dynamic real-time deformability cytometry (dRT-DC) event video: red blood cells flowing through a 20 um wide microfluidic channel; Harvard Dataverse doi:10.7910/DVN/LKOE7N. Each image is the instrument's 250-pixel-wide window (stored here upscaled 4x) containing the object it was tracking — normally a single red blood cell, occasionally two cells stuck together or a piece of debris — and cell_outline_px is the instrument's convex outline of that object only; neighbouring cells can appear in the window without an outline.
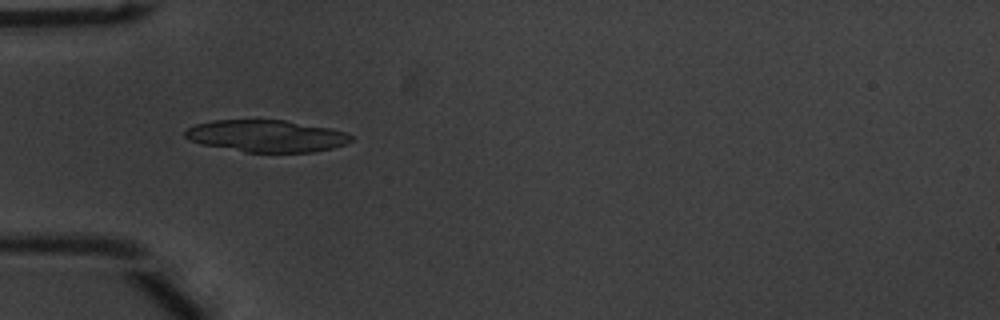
{"species": "common noctule bat (a hibernating species)", "species_latin": "Nyctalus noctula", "temperature_condition": "warm", "stored_images_in_passage": 37, "camera_frame_rate_fps": 3000, "um_per_image_px": 0.085, "animal": {"sex": "male", "body_mass_g": 20.1, "forearm_length_mm": 53.5}, "frame": {"image": 1, "passage_image": 1, "time_ms": 0.0, "image_size_px": [1000, 320], "cell_outline_px": [[352, 140], [344, 144], [332, 148], [312, 152], [244, 152], [200, 144], [188, 140], [184, 136], [184, 132], [188, 128], [196, 124], [212, 120], [284, 120], [332, 128], [344, 132], [352, 136]], "centroid_in_image_um": [22.61, 11.56], "position_along_channel_um": 62.4, "area_um2": 30.98}}
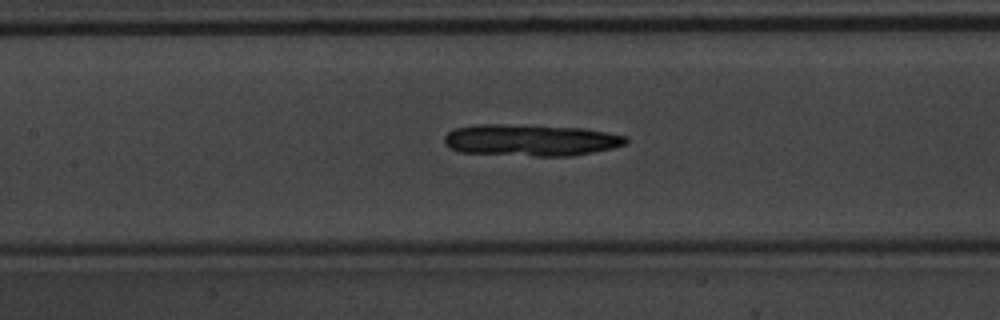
{"frame": {"image": 2, "passage_image": 9, "time_ms": 2.667, "image_size_px": [1000, 320], "cell_outline_px": [[628, 144], [612, 148], [572, 156], [536, 156], [460, 152], [448, 148], [444, 144], [444, 136], [452, 128], [476, 124], [500, 124], [584, 128], [608, 132], [628, 136]], "centroid_in_image_um": [45.09, 11.91], "position_along_channel_um": 162.3, "area_um2": 33.81}}
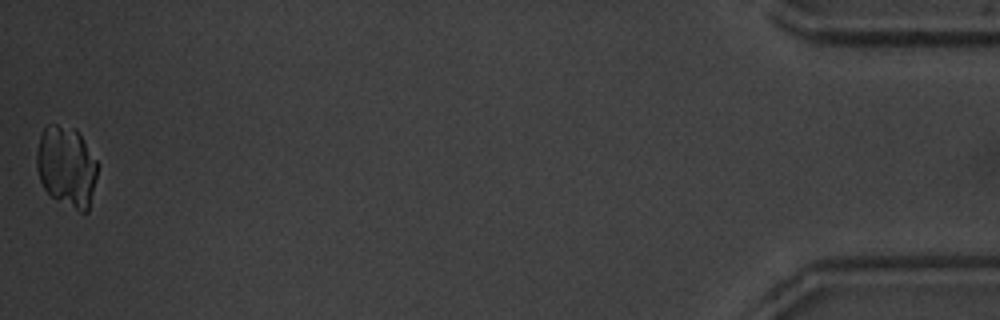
{"frame": {"image": 3, "passage_image": 37, "time_ms": 12.0, "image_size_px": [1000, 320], "cell_outline_px": [[96, 176], [88, 212], [80, 212], [52, 196], [44, 188], [40, 180], [36, 168], [36, 152], [40, 136], [44, 128], [48, 124], [56, 124], [76, 128], [96, 160]], "centroid_in_image_um": [5.63, 14.13], "position_along_channel_um": 429.6, "area_um2": 28.38}}